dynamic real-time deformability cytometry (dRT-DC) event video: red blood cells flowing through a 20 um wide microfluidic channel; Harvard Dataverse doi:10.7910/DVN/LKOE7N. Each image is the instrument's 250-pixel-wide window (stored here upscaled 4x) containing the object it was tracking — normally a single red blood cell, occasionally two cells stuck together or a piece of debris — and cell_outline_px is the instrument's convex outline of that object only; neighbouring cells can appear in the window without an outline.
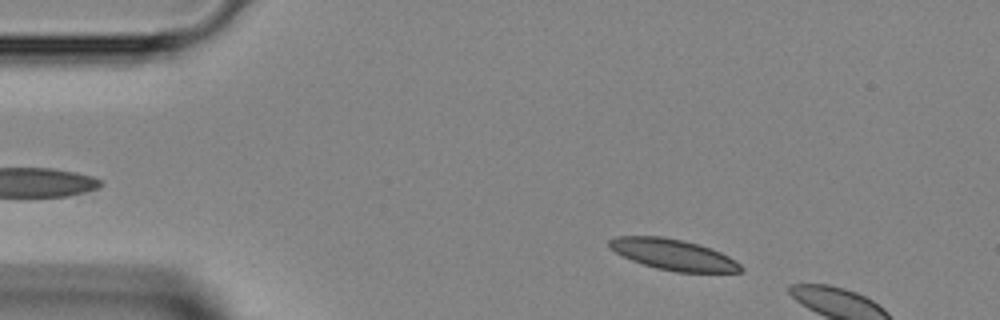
{"species": "Egyptian fruit bat (a non-hibernating species)", "species_latin": "Rousettus aegyptiacus", "temperature_condition": "room temperature", "stored_images_in_passage": 9, "camera_frame_rate_fps": 3000, "um_per_image_px": 0.085, "animal": {"sex": "female"}, "frame": {"image": 1, "passage_image": 4, "time_ms": 1.0, "image_size_px": [1000, 320], "cell_outline_px": [[744, 272], [676, 272], [656, 268], [632, 260], [616, 252], [608, 244], [608, 240], [616, 236], [660, 236], [684, 240], [700, 244], [720, 252], [728, 256], [740, 264], [744, 268]], "centroid_in_image_um": [57.26, 21.64], "position_along_channel_um": 27.7, "area_um2": 23.58}}